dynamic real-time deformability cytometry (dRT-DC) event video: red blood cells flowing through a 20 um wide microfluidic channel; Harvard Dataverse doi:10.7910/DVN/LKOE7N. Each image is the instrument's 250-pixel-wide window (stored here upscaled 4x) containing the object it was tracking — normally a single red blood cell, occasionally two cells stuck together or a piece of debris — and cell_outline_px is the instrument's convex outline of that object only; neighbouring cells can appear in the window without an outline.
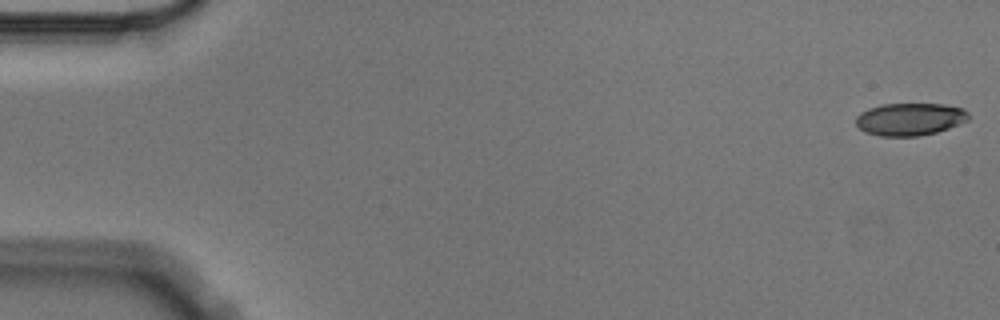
{"species": "Egyptian fruit bat (a non-hibernating species)", "species_latin": "Rousettus aegyptiacus", "temperature_condition": "cold", "stored_images_in_passage": 5, "camera_frame_rate_fps": 3000, "um_per_image_px": 0.085, "animal": {"sex": "male"}, "frame": {"image": 1, "passage_image": 1, "time_ms": 0.0, "image_size_px": [1000, 320], "cell_outline_px": [[968, 120], [960, 124], [936, 132], [920, 136], [880, 136], [868, 132], [860, 128], [856, 124], [856, 116], [860, 112], [868, 108], [880, 104], [944, 104], [964, 108], [968, 112]], "centroid_in_image_um": [77.35, 10.12], "position_along_channel_um": 7.7, "area_um2": 21.39}}
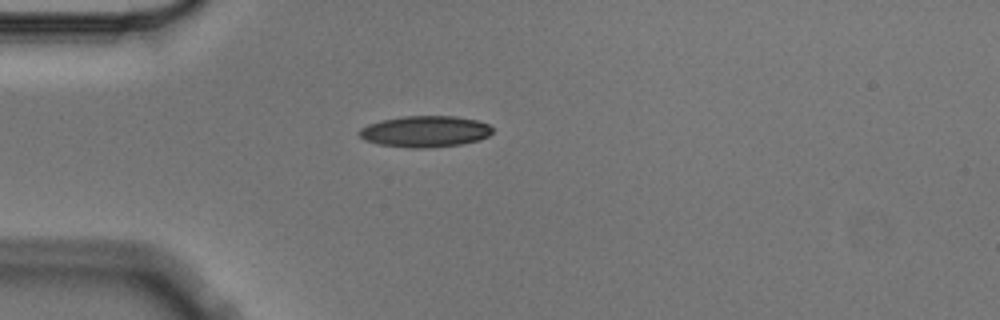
{"frame": {"image": 2, "passage_image": 5, "time_ms": 1.333, "image_size_px": [1000, 320], "cell_outline_px": [[492, 132], [488, 136], [480, 140], [460, 144], [428, 148], [412, 148], [376, 144], [364, 140], [356, 132], [360, 128], [368, 124], [384, 120], [404, 116], [452, 116], [476, 120], [488, 124], [492, 128]], "centroid_in_image_um": [36.1, 11.18], "position_along_channel_um": 48.9, "area_um2": 24.28}}